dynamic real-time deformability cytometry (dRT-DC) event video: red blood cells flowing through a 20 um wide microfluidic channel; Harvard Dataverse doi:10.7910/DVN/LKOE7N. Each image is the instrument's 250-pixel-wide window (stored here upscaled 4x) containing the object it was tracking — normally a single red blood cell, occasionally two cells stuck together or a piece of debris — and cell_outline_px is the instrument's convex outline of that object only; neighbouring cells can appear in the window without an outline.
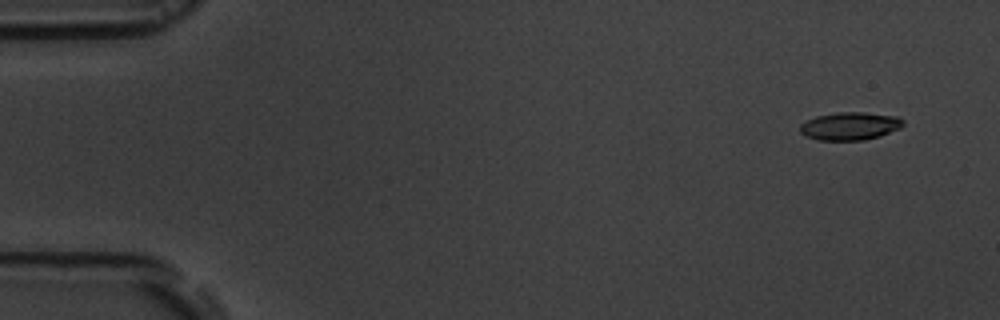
{"species": "common noctule bat (a hibernating species)", "species_latin": "Nyctalus noctula", "temperature_condition": "room temperature", "stored_images_in_passage": 4, "camera_frame_rate_fps": 3000, "um_per_image_px": 0.085, "animal": {"sex": "male", "body_mass_g": 19.5, "forearm_length_mm": 54.6}, "frame": {"image": 1, "passage_image": 1, "time_ms": 0.0, "image_size_px": [1000, 320], "cell_outline_px": [[904, 124], [900, 128], [880, 136], [864, 140], [820, 140], [804, 136], [800, 132], [800, 124], [816, 116], [836, 112], [864, 112], [896, 116], [904, 120]], "centroid_in_image_um": [72.25, 10.71], "position_along_channel_um": 12.8, "area_um2": 16.82}}
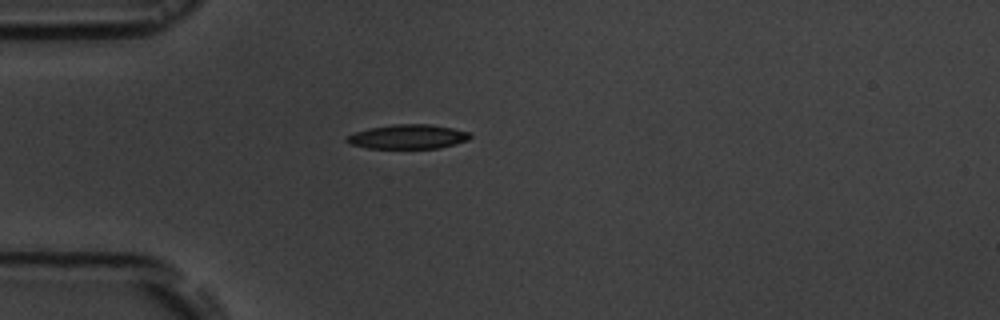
{"frame": {"image": 2, "passage_image": 4, "time_ms": 4.0, "image_size_px": [1000, 320], "cell_outline_px": [[472, 136], [468, 140], [456, 144], [440, 148], [368, 148], [348, 144], [344, 140], [348, 136], [356, 132], [368, 128], [392, 124], [428, 124], [452, 128], [468, 132]], "centroid_in_image_um": [34.66, 11.62], "position_along_channel_um": 50.3, "area_um2": 17.51}}